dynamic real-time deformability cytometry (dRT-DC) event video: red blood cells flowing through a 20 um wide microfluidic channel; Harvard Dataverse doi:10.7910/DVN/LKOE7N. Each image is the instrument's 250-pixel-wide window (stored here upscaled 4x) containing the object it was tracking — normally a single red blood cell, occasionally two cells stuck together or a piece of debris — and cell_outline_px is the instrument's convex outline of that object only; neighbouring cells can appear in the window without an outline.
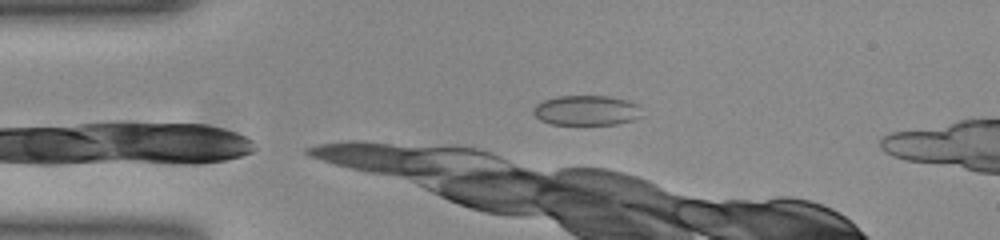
{"species": "common noctule bat (a hibernating species)", "species_latin": "Nyctalus noctula", "temperature_condition": "room temperature", "stored_images_in_passage": 4, "camera_frame_rate_fps": 3000, "um_per_image_px": 0.085, "animal": {"sex": "female", "body_mass_g": 23.0, "forearm_length_mm": 53.4}, "frame": {"image": 1, "passage_image": 1, "time_ms": 0.0, "image_size_px": [1000, 240], "cell_outline_px": [[640, 116], [636, 120], [616, 124], [552, 124], [540, 120], [532, 112], [532, 108], [536, 104], [544, 100], [556, 96], [608, 96], [628, 100], [636, 104]], "centroid_in_image_um": [49.81, 9.38], "position_along_channel_um": 35.2, "area_um2": 18.9}}